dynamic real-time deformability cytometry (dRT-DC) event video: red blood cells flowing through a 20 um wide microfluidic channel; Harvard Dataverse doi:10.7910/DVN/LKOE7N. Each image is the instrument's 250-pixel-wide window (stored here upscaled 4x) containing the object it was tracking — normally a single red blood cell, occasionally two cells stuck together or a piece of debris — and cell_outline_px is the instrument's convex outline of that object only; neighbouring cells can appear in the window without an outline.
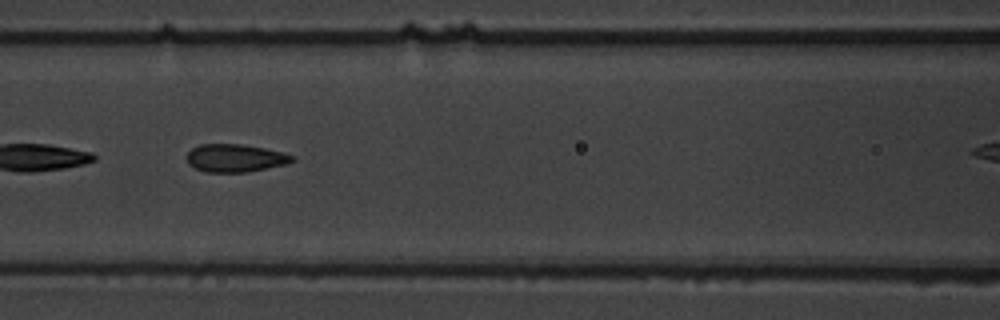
{"species": "common noctule bat (a hibernating species)", "species_latin": "Nyctalus noctula", "temperature_condition": "warm", "stored_images_in_passage": 8, "camera_frame_rate_fps": 3000, "um_per_image_px": 0.085, "animal": {"sex": "male", "body_mass_g": 19.5, "forearm_length_mm": 54.6}, "frame": {"image": 1, "passage_image": 6, "time_ms": 5.667, "image_size_px": [1000, 320], "cell_outline_px": [[296, 160], [288, 164], [248, 172], [204, 172], [188, 164], [188, 152], [192, 148], [200, 144], [240, 144], [264, 148], [284, 152], [296, 156]], "centroid_in_image_um": [20.05, 13.44], "position_along_channel_um": 146.5, "area_um2": 17.28}}